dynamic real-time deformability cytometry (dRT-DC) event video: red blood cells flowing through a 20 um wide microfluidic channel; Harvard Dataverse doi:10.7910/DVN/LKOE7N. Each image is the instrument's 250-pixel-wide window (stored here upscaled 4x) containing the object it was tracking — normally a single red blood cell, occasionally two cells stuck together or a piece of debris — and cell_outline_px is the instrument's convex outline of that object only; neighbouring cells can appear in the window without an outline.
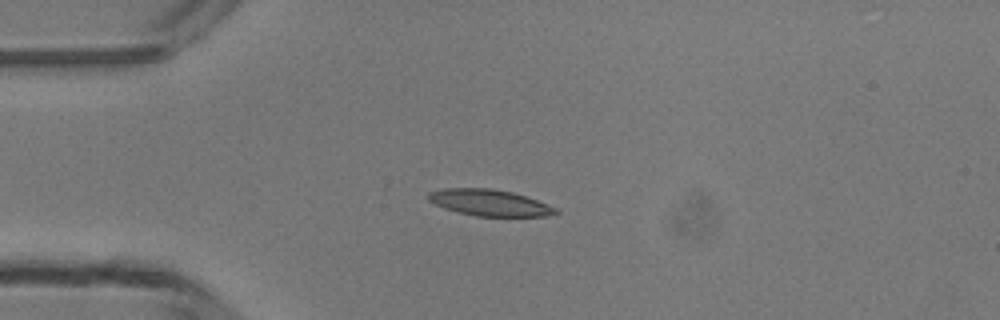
{"species": "common noctule bat (a hibernating species)", "species_latin": "Nyctalus noctula", "temperature_condition": "room temperature", "stored_images_in_passage": 38, "camera_frame_rate_fps": 3000, "um_per_image_px": 0.085, "animal": {"sex": "male", "body_mass_g": 13.3}, "frame": {"image": 1, "passage_image": 1, "time_ms": 0.0, "image_size_px": [1000, 320], "cell_outline_px": [[560, 212], [544, 216], [476, 216], [456, 212], [444, 208], [428, 200], [428, 192], [444, 188], [492, 188], [512, 192], [536, 200], [556, 208]], "centroid_in_image_um": [41.57, 17.22], "position_along_channel_um": 43.4, "area_um2": 19.42}}
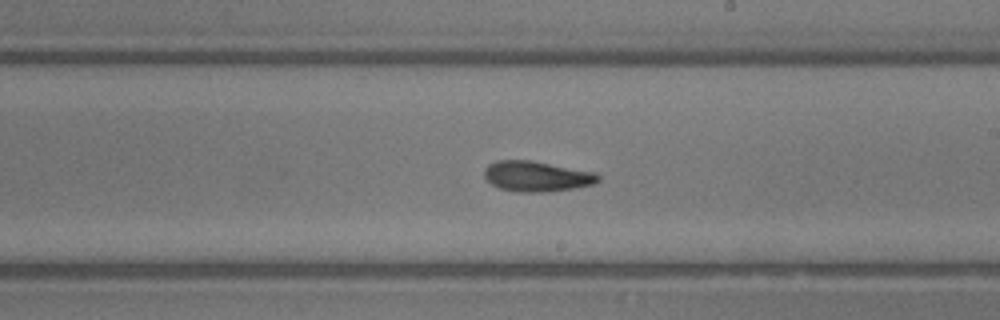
{"frame": {"image": 2, "passage_image": 17, "time_ms": 5.333, "image_size_px": [1000, 320], "cell_outline_px": [[600, 180], [596, 184], [572, 188], [544, 192], [516, 192], [500, 188], [492, 184], [484, 176], [484, 168], [488, 164], [496, 160], [532, 160], [596, 172], [600, 176]], "centroid_in_image_um": [45.63, 14.98], "position_along_channel_um": 243.4, "area_um2": 20.35}}
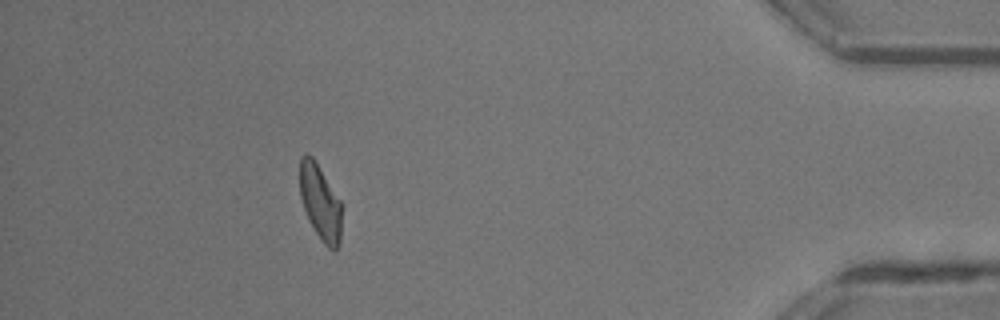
{"frame": {"image": 3, "passage_image": 33, "time_ms": 10.667, "image_size_px": [1000, 320], "cell_outline_px": [[340, 240], [336, 252], [332, 252], [324, 244], [316, 232], [304, 208], [300, 196], [300, 160], [304, 156], [312, 156], [340, 200]], "centroid_in_image_um": [27.23, 17.25], "position_along_channel_um": 408.0, "area_um2": 17.8}, "authors_computed_cell_mechanics": {"area_um2": 19.5075, "velocity_mm_per_s": 4.1549, "shape_relaxation_time_tau1_ms": 3.8849, "shape_relaxation_time_tau2_ms": 3.7397, "deformation_change_tau1": 0.1518, "deformation_change_tau2": 0.1169}}